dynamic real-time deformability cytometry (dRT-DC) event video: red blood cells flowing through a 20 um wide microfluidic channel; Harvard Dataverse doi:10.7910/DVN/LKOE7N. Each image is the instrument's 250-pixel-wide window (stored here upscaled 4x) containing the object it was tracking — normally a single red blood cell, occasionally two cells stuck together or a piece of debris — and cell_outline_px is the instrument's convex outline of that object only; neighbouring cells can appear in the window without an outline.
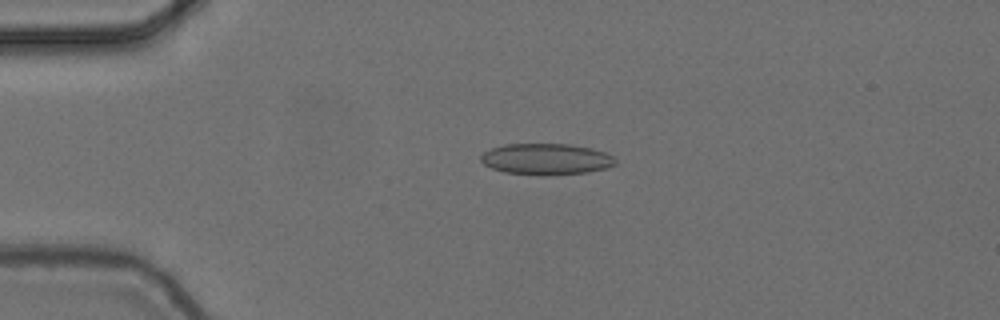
{"species": "common noctule bat (a hibernating species)", "species_latin": "Nyctalus noctula", "temperature_condition": "cold", "stored_images_in_passage": 51, "camera_frame_rate_fps": 3000, "um_per_image_px": 0.085, "animal": {"sex": "female", "body_mass_g": 24.6, "forearm_length_mm": 56.2}, "frame": {"image": 1, "passage_image": 9, "time_ms": 2.667, "image_size_px": [1000, 320], "cell_outline_px": [[616, 164], [608, 168], [588, 172], [548, 176], [540, 176], [504, 172], [492, 168], [484, 164], [480, 160], [480, 156], [484, 152], [492, 148], [504, 144], [568, 144], [592, 148], [604, 152], [612, 156], [616, 160]], "centroid_in_image_um": [46.43, 13.54], "position_along_channel_um": 38.6, "area_um2": 24.74}}
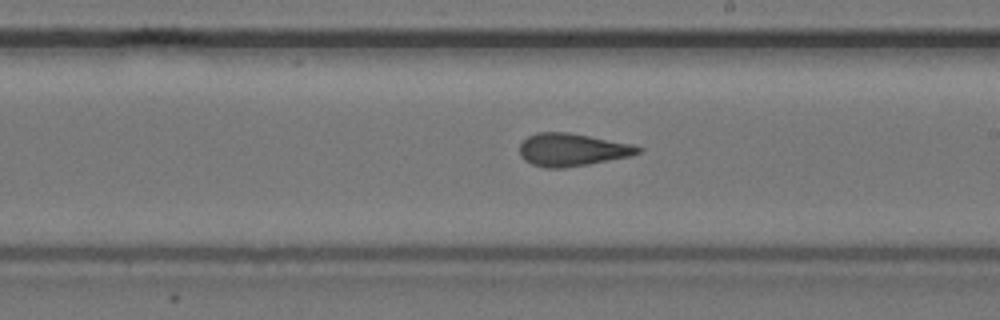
{"frame": {"image": 2, "passage_image": 28, "time_ms": 9.0, "image_size_px": [1000, 320], "cell_outline_px": [[644, 148], [640, 152], [632, 156], [588, 164], [564, 168], [544, 168], [532, 164], [524, 160], [520, 156], [520, 144], [528, 136], [536, 132], [568, 132], [632, 144]], "centroid_in_image_um": [48.62, 12.73], "position_along_channel_um": 240.4, "area_um2": 22.66}}
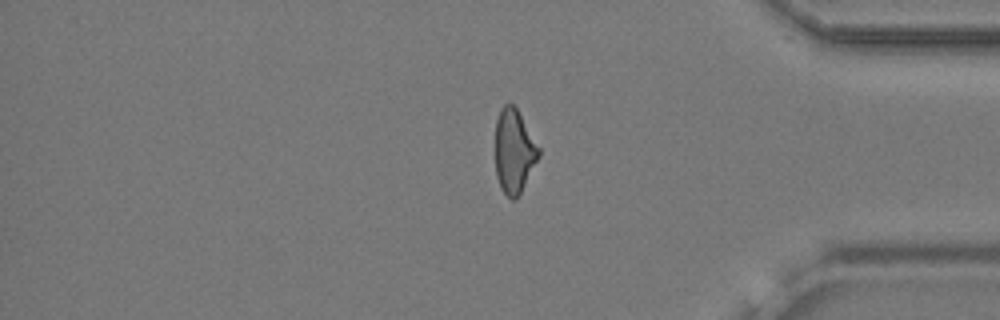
{"frame": {"image": 3, "passage_image": 42, "time_ms": 13.667, "image_size_px": [1000, 320], "cell_outline_px": [[540, 156], [516, 200], [512, 200], [500, 188], [496, 176], [496, 120], [500, 108], [508, 100], [516, 108], [540, 148]], "centroid_in_image_um": [43.69, 12.84], "position_along_channel_um": 391.5, "area_um2": 21.21}, "authors_computed_cell_mechanics": {"area_um2": 22.7732, "velocity_mm_per_s": 3.7312, "shape_relaxation_time_tau1_ms": null, "shape_relaxation_time_tau2_ms": 1.7781, "deformation_change_tau1": null, "deformation_change_tau2": 0.0986}}